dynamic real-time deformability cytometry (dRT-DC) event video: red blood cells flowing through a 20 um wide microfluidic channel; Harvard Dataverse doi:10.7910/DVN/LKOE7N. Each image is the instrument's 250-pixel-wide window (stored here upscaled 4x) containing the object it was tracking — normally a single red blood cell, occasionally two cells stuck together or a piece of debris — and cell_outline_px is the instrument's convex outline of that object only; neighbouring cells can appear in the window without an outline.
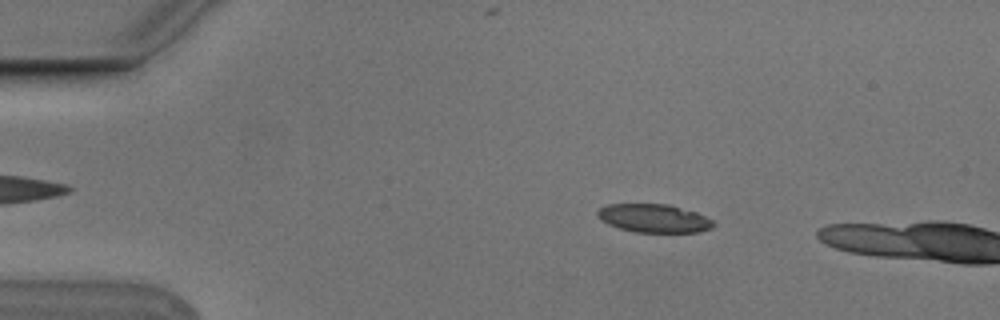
{"species": "Egyptian fruit bat (a non-hibernating species)", "species_latin": "Rousettus aegyptiacus", "temperature_condition": "cold", "stored_images_in_passage": 2, "camera_frame_rate_fps": 3000, "um_per_image_px": 0.085, "animal": {"sex": "male"}, "frame": {"image": 1, "passage_image": 1, "time_ms": 0.0, "image_size_px": [1000, 320], "cell_outline_px": [[716, 224], [712, 228], [700, 232], [636, 232], [620, 228], [608, 224], [600, 220], [596, 216], [596, 212], [600, 208], [608, 204], [668, 204], [696, 212], [712, 220]], "centroid_in_image_um": [55.57, 18.55], "position_along_channel_um": 29.4, "area_um2": 19.19}}